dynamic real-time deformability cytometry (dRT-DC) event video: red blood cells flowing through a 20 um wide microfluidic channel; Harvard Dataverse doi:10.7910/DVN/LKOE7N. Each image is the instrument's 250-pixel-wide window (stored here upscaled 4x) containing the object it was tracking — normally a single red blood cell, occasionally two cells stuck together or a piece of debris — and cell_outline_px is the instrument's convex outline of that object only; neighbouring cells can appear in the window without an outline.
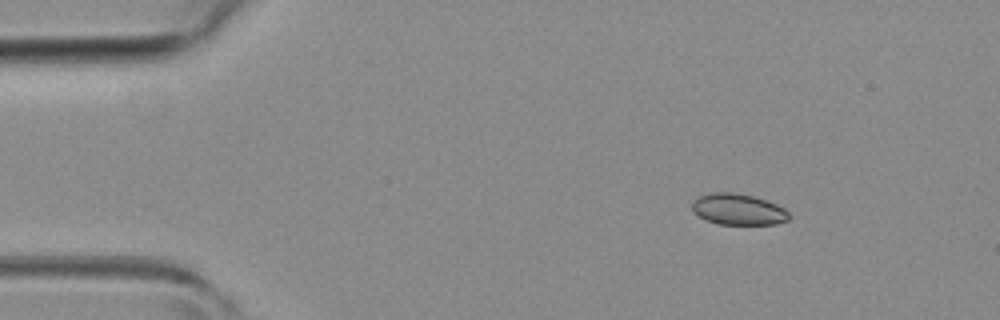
{"species": "common noctule bat (a hibernating species)", "species_latin": "Nyctalus noctula", "temperature_condition": "room temperature", "stored_images_in_passage": 42, "camera_frame_rate_fps": 3000, "um_per_image_px": 0.085, "animal": {"sex": "female", "body_mass_g": 19.3, "forearm_length_mm": 54.1}, "frame": {"image": 1, "passage_image": 1, "time_ms": 0.0, "image_size_px": [1000, 320], "cell_outline_px": [[788, 220], [776, 224], [716, 224], [700, 216], [692, 208], [692, 200], [700, 196], [716, 192], [732, 192], [752, 196], [776, 204], [784, 208], [788, 212]], "centroid_in_image_um": [62.75, 17.8], "position_along_channel_um": 22.3, "area_um2": 17.28}}
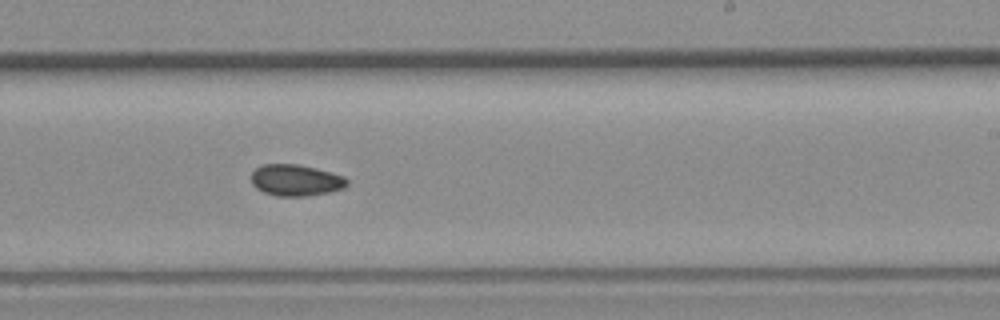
{"frame": {"image": 2, "passage_image": 23, "time_ms": 7.333, "image_size_px": [1000, 320], "cell_outline_px": [[348, 184], [344, 188], [332, 192], [308, 196], [276, 196], [264, 192], [256, 188], [252, 184], [252, 172], [256, 168], [264, 164], [296, 164], [316, 168], [344, 176], [348, 180]], "centroid_in_image_um": [25.16, 15.33], "position_along_channel_um": 263.8, "area_um2": 17.63}}
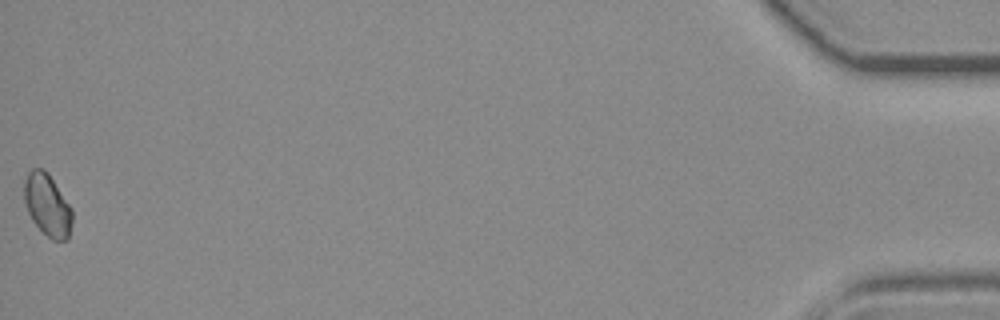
{"frame": {"image": 3, "passage_image": 42, "time_ms": 13.667, "image_size_px": [1000, 320], "cell_outline_px": [[72, 220], [68, 240], [52, 240], [32, 220], [28, 212], [24, 200], [24, 180], [28, 172], [32, 168], [44, 168], [48, 172], [72, 208]], "centroid_in_image_um": [4.03, 17.4], "position_along_channel_um": 431.2, "area_um2": 17.4}, "authors_computed_cell_mechanics": {"area_um2": 17.34, "velocity_mm_per_s": 4.3236, "shape_relaxation_time_tau1_ms": null, "shape_relaxation_time_tau2_ms": 3.7312, "deformation_change_tau1": null, "deformation_change_tau2": 0.0576}}